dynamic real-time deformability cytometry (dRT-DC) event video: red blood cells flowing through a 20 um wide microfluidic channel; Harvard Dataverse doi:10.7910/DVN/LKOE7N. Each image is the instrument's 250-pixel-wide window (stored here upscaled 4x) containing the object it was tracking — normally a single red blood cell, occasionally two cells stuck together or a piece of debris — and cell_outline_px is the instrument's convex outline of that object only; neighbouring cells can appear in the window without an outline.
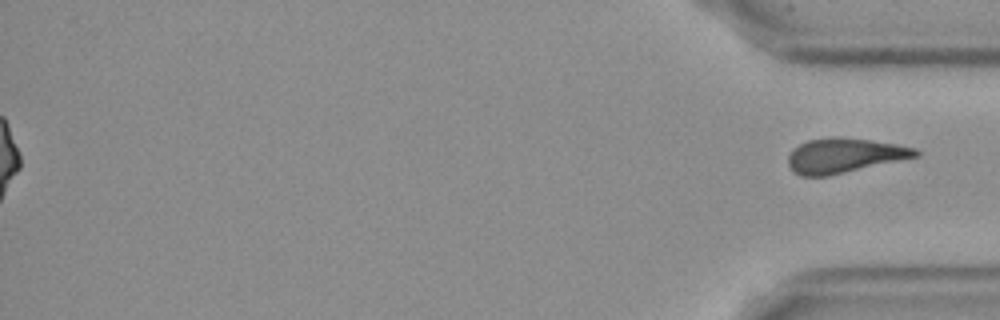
{"species": "Egyptian fruit bat (a non-hibernating species)", "species_latin": "Rousettus aegyptiacus", "temperature_condition": "cold", "stored_images_in_passage": 58, "segment_of_instrument_passage": [2, 2], "camera_frame_rate_fps": 3000, "um_per_image_px": 0.085, "frame": {"image": 1, "passage_image": 58, "time_ms": 19.0, "image_size_px": [1000, 320], "cell_outline_px": [[920, 156], [828, 176], [800, 176], [792, 172], [788, 164], [788, 156], [792, 148], [808, 140], [832, 136], [836, 136], [872, 140], [896, 144], [916, 148], [920, 152]], "centroid_in_image_um": [71.75, 13.21], "position_along_channel_um": 363.4, "area_um2": 26.01}}